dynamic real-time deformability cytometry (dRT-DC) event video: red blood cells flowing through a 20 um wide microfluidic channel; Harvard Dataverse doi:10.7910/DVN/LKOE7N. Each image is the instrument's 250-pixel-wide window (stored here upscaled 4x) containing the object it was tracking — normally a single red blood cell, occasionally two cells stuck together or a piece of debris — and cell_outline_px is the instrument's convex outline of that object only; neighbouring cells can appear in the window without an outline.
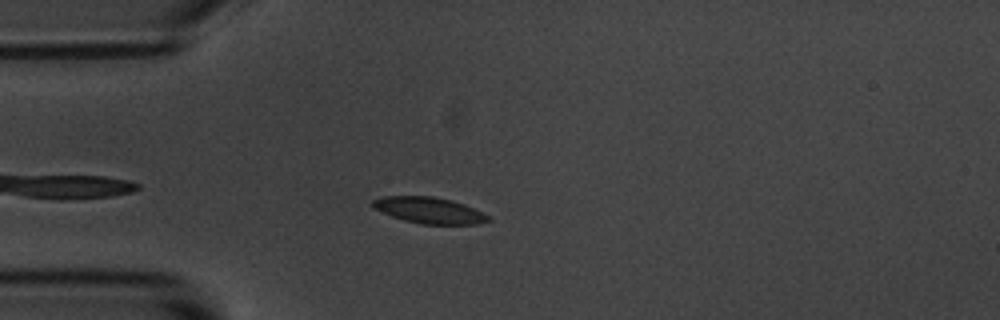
{"species": "common noctule bat (a hibernating species)", "species_latin": "Nyctalus noctula", "temperature_condition": "room temperature", "stored_images_in_passage": 4, "camera_frame_rate_fps": 3000, "um_per_image_px": 0.085, "animal": {"sex": "male", "body_mass_g": 20.1, "forearm_length_mm": 53.5}, "frame": {"image": 1, "passage_image": 4, "time_ms": 3.333, "image_size_px": [1000, 320], "cell_outline_px": [[492, 220], [476, 224], [420, 224], [404, 220], [392, 216], [372, 208], [368, 204], [372, 200], [384, 196], [432, 196], [452, 200], [464, 204], [488, 216]], "centroid_in_image_um": [36.41, 17.87], "position_along_channel_um": 48.6, "area_um2": 17.63}}